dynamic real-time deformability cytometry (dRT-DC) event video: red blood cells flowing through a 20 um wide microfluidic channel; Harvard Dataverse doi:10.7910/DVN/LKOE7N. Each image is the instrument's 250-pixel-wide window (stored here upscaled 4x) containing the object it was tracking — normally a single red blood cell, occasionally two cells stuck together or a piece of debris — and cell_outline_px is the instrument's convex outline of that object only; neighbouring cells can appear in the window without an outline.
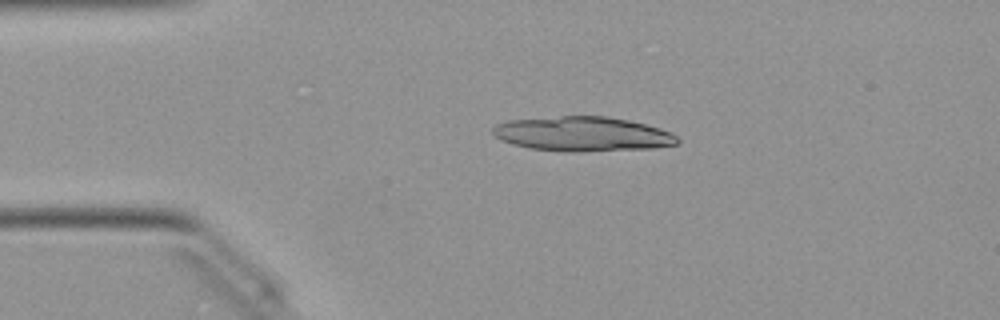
{"species": "Egyptian fruit bat (a non-hibernating species)", "species_latin": "Rousettus aegyptiacus", "temperature_condition": "warm", "stored_images_in_passage": 8, "camera_frame_rate_fps": 3000, "um_per_image_px": 0.085, "animal": {"sex": "female"}, "frame": {"image": 1, "passage_image": 4, "time_ms": 1.0, "image_size_px": [1000, 320], "cell_outline_px": [[680, 140], [676, 144], [652, 148], [572, 152], [528, 148], [512, 144], [500, 140], [492, 132], [492, 128], [496, 124], [508, 120], [560, 116], [608, 116], [628, 120], [660, 128], [672, 132]], "centroid_in_image_um": [49.5, 11.38], "position_along_channel_um": 35.5, "area_um2": 37.22}}